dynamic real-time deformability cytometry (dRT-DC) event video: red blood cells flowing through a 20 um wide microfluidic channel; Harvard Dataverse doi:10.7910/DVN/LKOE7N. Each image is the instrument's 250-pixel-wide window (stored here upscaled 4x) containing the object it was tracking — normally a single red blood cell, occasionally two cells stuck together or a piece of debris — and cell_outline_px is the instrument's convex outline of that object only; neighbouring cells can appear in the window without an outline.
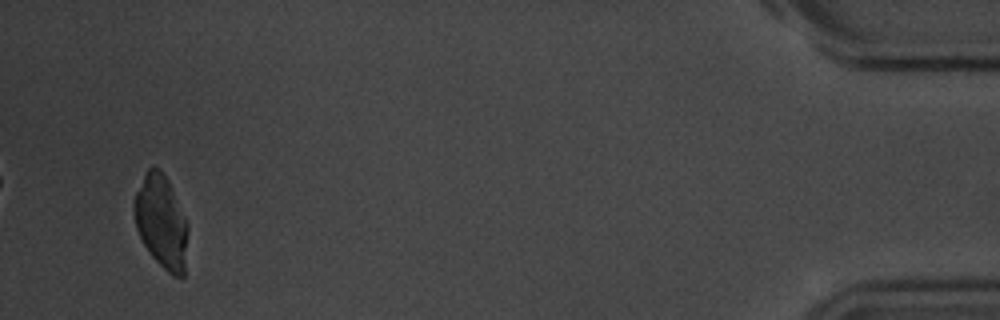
{"species": "common noctule bat (a hibernating species)", "species_latin": "Nyctalus noctula", "temperature_condition": "room temperature", "stored_images_in_passage": 56, "camera_frame_rate_fps": 3000, "um_per_image_px": 0.085, "animal": {"sex": "male", "body_mass_g": 20.1, "forearm_length_mm": 53.5}, "frame": {"image": 1, "passage_image": 54, "time_ms": 17.667, "image_size_px": [1000, 320], "cell_outline_px": [[188, 232], [184, 276], [180, 280], [172, 276], [152, 256], [144, 244], [136, 228], [132, 208], [132, 204], [136, 192], [148, 168], [152, 164], [160, 168], [168, 180], [188, 224]], "centroid_in_image_um": [13.71, 18.86], "position_along_channel_um": 421.5, "area_um2": 29.3}}